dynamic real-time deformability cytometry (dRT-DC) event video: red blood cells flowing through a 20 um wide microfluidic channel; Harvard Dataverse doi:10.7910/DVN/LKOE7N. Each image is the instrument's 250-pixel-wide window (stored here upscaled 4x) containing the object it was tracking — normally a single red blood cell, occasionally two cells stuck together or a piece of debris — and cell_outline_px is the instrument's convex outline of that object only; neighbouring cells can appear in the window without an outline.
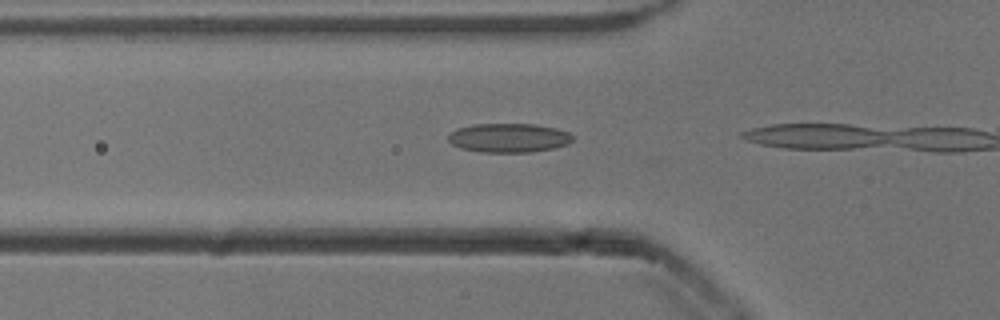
{"species": "common noctule bat (a hibernating species)", "species_latin": "Nyctalus noctula", "temperature_condition": "cold", "stored_images_in_passage": 10, "camera_frame_rate_fps": 3000, "um_per_image_px": 0.085, "animal": {"sex": "male", "body_mass_g": 13.3}, "frame": {"image": 1, "passage_image": 9, "time_ms": 2.667, "image_size_px": [1000, 320], "cell_outline_px": [[572, 140], [568, 144], [552, 148], [532, 152], [480, 152], [460, 148], [452, 144], [448, 140], [448, 136], [452, 132], [460, 128], [472, 124], [536, 124], [556, 128], [568, 132], [572, 136]], "centroid_in_image_um": [43.24, 11.72], "position_along_channel_um": 82.6, "area_um2": 20.98}}